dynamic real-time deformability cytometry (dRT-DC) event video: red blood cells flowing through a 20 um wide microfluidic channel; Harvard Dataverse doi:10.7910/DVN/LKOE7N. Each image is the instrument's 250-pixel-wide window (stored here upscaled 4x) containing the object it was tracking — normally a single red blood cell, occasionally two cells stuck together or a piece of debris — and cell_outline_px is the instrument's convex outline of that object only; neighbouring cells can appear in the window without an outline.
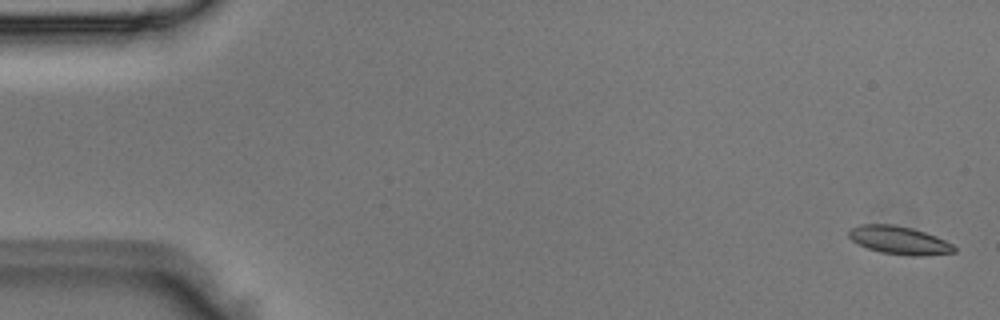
{"species": "Egyptian fruit bat (a non-hibernating species)", "species_latin": "Rousettus aegyptiacus", "temperature_condition": "room temperature", "stored_images_in_passage": 5, "camera_frame_rate_fps": 3000, "um_per_image_px": 0.085, "animal": {"sex": "male"}, "frame": {"image": 1, "passage_image": 1, "time_ms": 0.0, "image_size_px": [1000, 320], "cell_outline_px": [[956, 252], [924, 256], [908, 256], [880, 252], [868, 248], [852, 240], [848, 236], [848, 228], [860, 224], [892, 224], [912, 228], [936, 236], [952, 244], [956, 248]], "centroid_in_image_um": [76.42, 20.42], "position_along_channel_um": 8.6, "area_um2": 17.34}}